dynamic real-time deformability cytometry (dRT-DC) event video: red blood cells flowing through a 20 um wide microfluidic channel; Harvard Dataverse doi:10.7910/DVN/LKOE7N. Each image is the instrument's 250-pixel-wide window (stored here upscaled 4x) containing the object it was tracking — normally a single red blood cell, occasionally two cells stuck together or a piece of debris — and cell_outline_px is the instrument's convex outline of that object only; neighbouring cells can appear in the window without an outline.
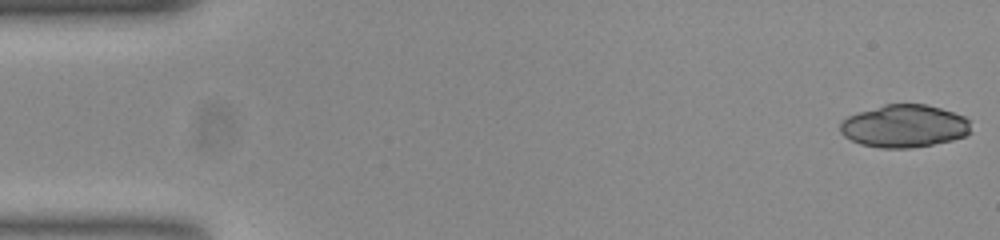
{"species": "common noctule bat (a hibernating species)", "species_latin": "Nyctalus noctula", "temperature_condition": "room temperature", "stored_images_in_passage": 14, "camera_frame_rate_fps": 3000, "um_per_image_px": 0.085, "animal": {"sex": "female", "body_mass_g": 23.0, "forearm_length_mm": 53.4}, "frame": {"image": 1, "passage_image": 1, "time_ms": 0.0, "image_size_px": [1000, 240], "cell_outline_px": [[972, 132], [968, 136], [952, 140], [932, 144], [908, 148], [880, 148], [860, 144], [844, 136], [840, 132], [840, 124], [848, 116], [884, 104], [928, 104], [964, 116], [968, 120]], "centroid_in_image_um": [76.89, 10.72], "position_along_channel_um": 8.1, "area_um2": 32.48}}